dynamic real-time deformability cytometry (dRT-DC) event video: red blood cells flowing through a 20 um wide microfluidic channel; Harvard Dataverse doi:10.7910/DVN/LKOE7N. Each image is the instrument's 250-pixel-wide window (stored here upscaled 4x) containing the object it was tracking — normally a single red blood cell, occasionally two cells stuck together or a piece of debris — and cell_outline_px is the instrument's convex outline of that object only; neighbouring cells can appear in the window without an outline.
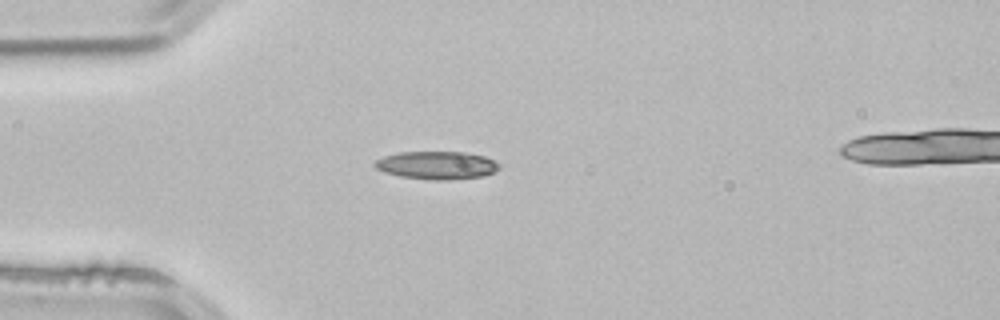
{"species": "common noctule bat (a hibernating species)", "species_latin": "Nyctalus noctula", "temperature_condition": "room temperature", "stored_images_in_passage": 1, "camera_frame_rate_fps": 3000, "um_per_image_px": 0.085, "animal": {"sex": "male", "body_mass_g": 21.5, "forearm_length_mm": 52.0}, "frame": {"image": 1, "passage_image": 1, "time_ms": 0.0, "image_size_px": [1000, 320], "cell_outline_px": [[500, 168], [496, 172], [484, 176], [452, 180], [432, 180], [400, 176], [384, 172], [376, 168], [372, 164], [376, 160], [384, 156], [400, 152], [464, 152], [484, 156], [500, 164]], "centroid_in_image_um": [37.14, 14.05], "position_along_channel_um": 47.9, "area_um2": 20.4}}